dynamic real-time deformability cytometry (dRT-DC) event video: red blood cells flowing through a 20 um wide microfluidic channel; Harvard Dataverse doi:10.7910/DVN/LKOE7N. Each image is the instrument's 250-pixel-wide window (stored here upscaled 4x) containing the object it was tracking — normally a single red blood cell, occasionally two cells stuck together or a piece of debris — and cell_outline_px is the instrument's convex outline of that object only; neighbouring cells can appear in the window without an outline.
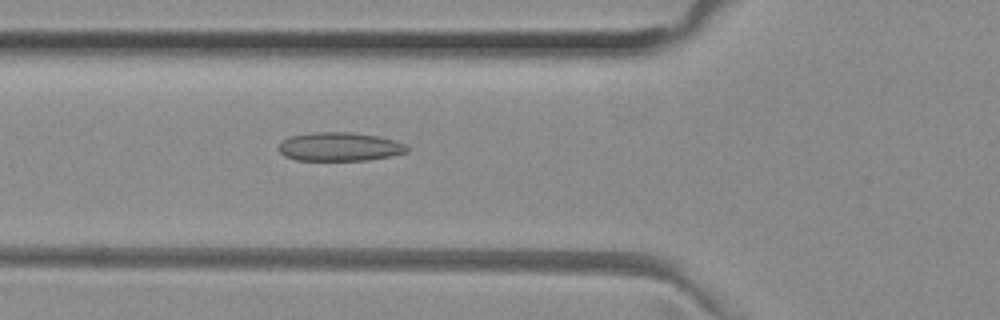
{"species": "common noctule bat (a hibernating species)", "species_latin": "Nyctalus noctula", "temperature_condition": "room temperature", "stored_images_in_passage": 43, "camera_frame_rate_fps": 3000, "um_per_image_px": 0.085, "animal": {"sex": "female", "body_mass_g": 29.2, "forearm_length_mm": 56.3}, "frame": {"image": 1, "passage_image": 10, "time_ms": 3.0, "image_size_px": [1000, 320], "cell_outline_px": [[408, 152], [392, 156], [368, 160], [296, 160], [284, 156], [276, 148], [284, 140], [292, 136], [312, 132], [348, 132], [376, 136], [396, 140], [404, 144], [408, 148]], "centroid_in_image_um": [28.87, 12.48], "position_along_channel_um": 96.9, "area_um2": 21.44}}
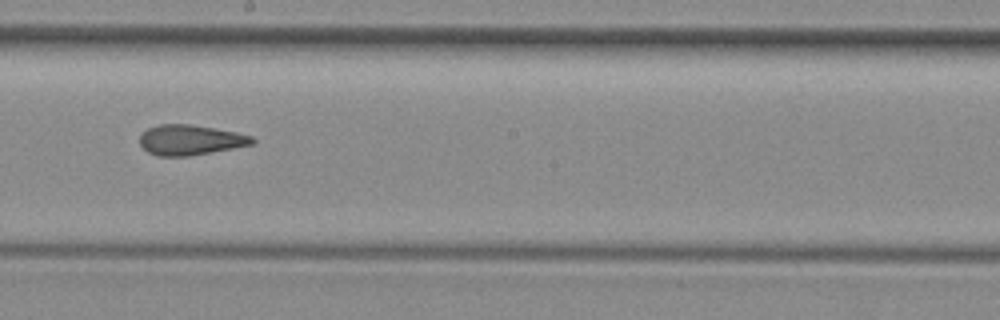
{"frame": {"image": 2, "passage_image": 20, "time_ms": 6.333, "image_size_px": [1000, 320], "cell_outline_px": [[256, 140], [252, 144], [232, 148], [188, 156], [156, 156], [148, 152], [140, 144], [140, 132], [148, 128], [160, 124], [188, 124], [236, 132], [252, 136]], "centroid_in_image_um": [16.13, 11.89], "position_along_channel_um": 232.1, "area_um2": 19.65}}
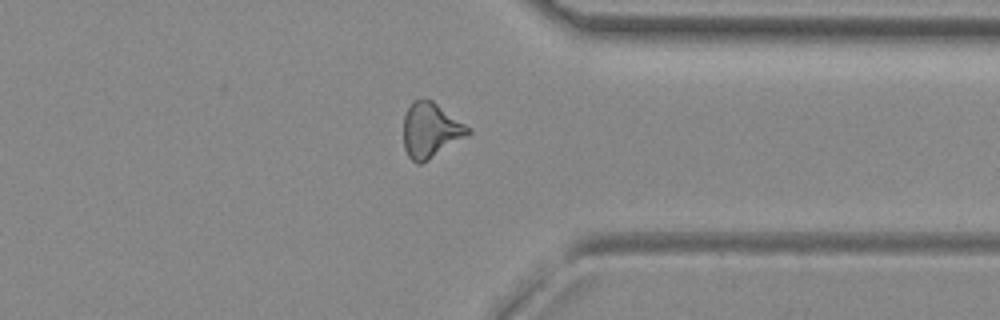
{"frame": {"image": 3, "passage_image": 31, "time_ms": 10.0, "image_size_px": [1000, 320], "cell_outline_px": [[472, 132], [468, 136], [428, 160], [420, 164], [416, 164], [408, 156], [404, 148], [404, 116], [412, 100], [432, 100], [472, 128]], "centroid_in_image_um": [36.63, 11.08], "position_along_channel_um": 374.8, "area_um2": 20.75}, "authors_computed_cell_mechanics": {"area_um2": 20.2878, "velocity_mm_per_s": 4.0377, "shape_relaxation_time_tau1_ms": null, "shape_relaxation_time_tau2_ms": 3.5046, "deformation_change_tau1": null, "deformation_change_tau2": 0.1028}}